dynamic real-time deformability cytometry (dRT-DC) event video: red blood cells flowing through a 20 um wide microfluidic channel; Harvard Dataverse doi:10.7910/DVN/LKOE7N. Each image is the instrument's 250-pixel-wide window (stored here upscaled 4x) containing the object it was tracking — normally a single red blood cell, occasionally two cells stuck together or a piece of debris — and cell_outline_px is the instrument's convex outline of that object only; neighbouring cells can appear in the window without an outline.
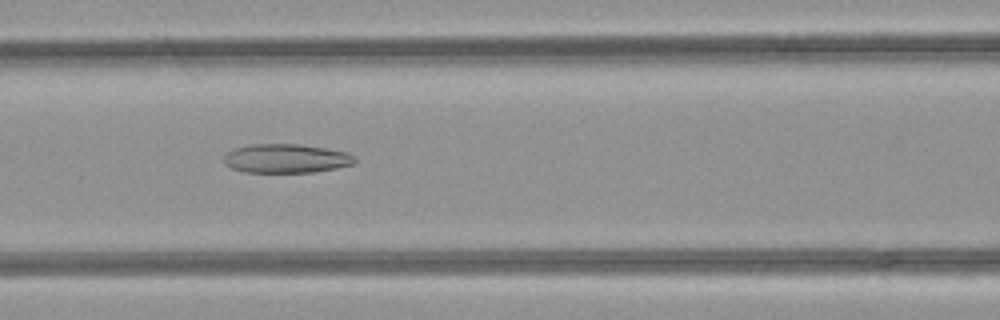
{"species": "common noctule bat (a hibernating species)", "species_latin": "Nyctalus noctula", "temperature_condition": "room temperature", "stored_images_in_passage": 45, "camera_frame_rate_fps": 3000, "um_per_image_px": 0.085, "animal": {"sex": "female", "body_mass_g": 21.9}, "frame": {"image": 1, "passage_image": 20, "time_ms": 6.333, "image_size_px": [1000, 320], "cell_outline_px": [[356, 160], [352, 164], [336, 168], [312, 172], [244, 172], [232, 168], [224, 164], [224, 156], [228, 152], [236, 148], [252, 144], [296, 144], [324, 148], [348, 152], [356, 156]], "centroid_in_image_um": [24.33, 13.47], "position_along_channel_um": 142.3, "area_um2": 21.96}}
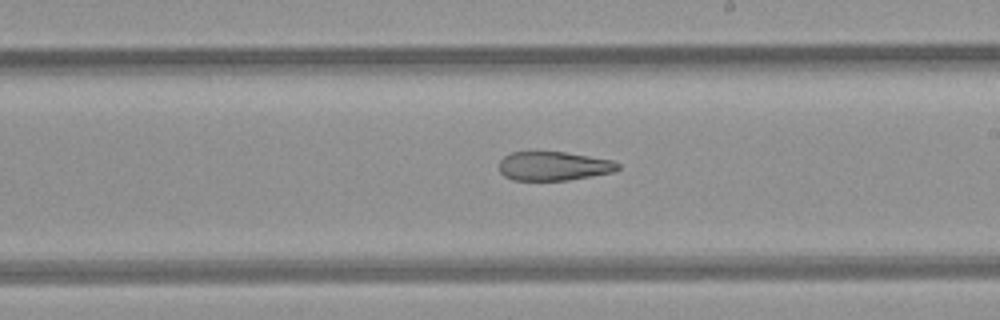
{"frame": {"image": 2, "passage_image": 27, "time_ms": 8.667, "image_size_px": [1000, 320], "cell_outline_px": [[620, 168], [612, 172], [568, 180], [512, 180], [504, 176], [500, 172], [500, 160], [504, 156], [512, 152], [564, 152], [612, 160], [620, 164]], "centroid_in_image_um": [47.04, 14.12], "position_along_channel_um": 242.0, "area_um2": 19.88}}
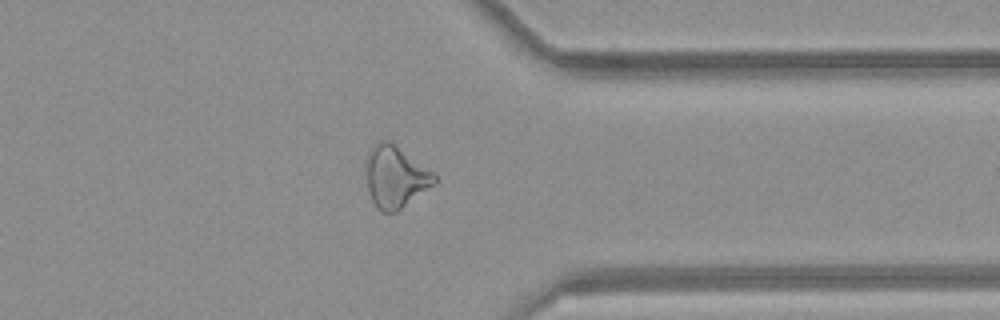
{"frame": {"image": 3, "passage_image": 37, "time_ms": 12.0, "image_size_px": [1000, 320], "cell_outline_px": [[436, 180], [432, 184], [396, 212], [380, 212], [376, 208], [372, 200], [368, 188], [364, 164], [368, 152], [380, 140], [388, 140], [432, 172], [436, 176]], "centroid_in_image_um": [33.53, 15.04], "position_along_channel_um": 377.9, "area_um2": 23.99}}